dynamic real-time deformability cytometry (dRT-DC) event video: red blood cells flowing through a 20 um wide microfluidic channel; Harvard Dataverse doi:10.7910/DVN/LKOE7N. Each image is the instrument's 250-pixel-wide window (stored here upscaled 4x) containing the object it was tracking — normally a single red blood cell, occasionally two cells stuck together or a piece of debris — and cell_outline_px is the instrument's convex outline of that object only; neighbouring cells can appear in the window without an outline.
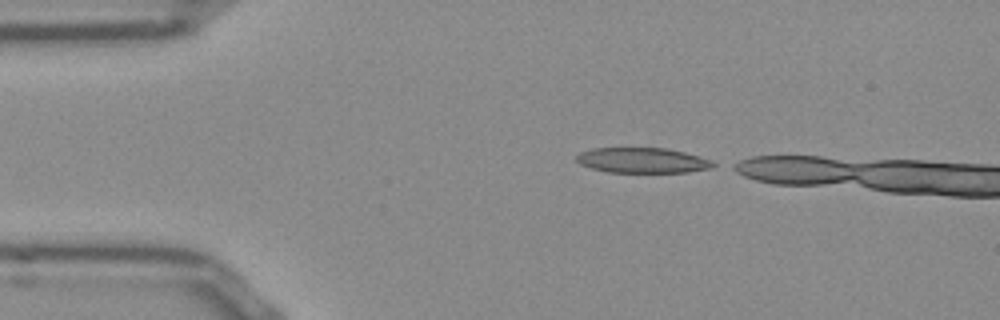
{"species": "Egyptian fruit bat (a non-hibernating species)", "species_latin": "Rousettus aegyptiacus", "temperature_condition": "room temperature", "stored_images_in_passage": 4, "camera_frame_rate_fps": 3000, "um_per_image_px": 0.085, "frame": {"image": 1, "passage_image": 1, "time_ms": 0.0, "image_size_px": [1000, 320], "cell_outline_px": [[720, 164], [712, 168], [688, 172], [608, 172], [592, 168], [580, 164], [576, 160], [576, 156], [580, 152], [592, 148], [664, 148], [684, 152], [700, 156], [712, 160]], "centroid_in_image_um": [54.66, 13.63], "position_along_channel_um": 30.3, "area_um2": 20.23}}